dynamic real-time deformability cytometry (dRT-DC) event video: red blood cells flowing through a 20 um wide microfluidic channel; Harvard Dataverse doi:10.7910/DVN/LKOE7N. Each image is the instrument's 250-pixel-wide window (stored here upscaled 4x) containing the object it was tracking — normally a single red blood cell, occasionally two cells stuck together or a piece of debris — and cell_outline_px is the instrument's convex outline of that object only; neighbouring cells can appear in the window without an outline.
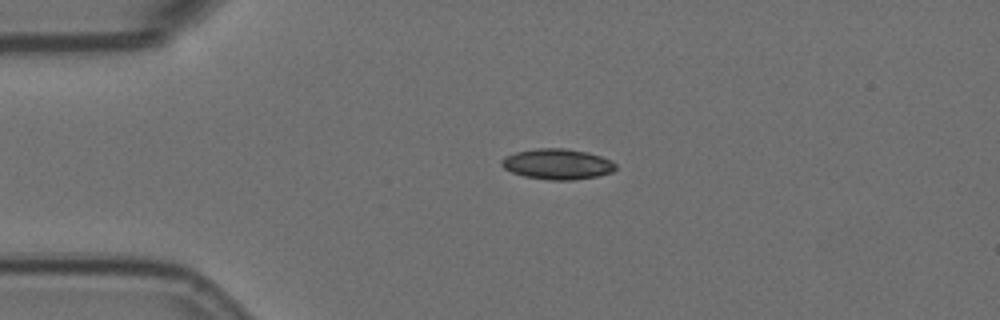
{"species": "Egyptian fruit bat (a non-hibernating species)", "species_latin": "Rousettus aegyptiacus", "temperature_condition": "room temperature", "stored_images_in_passage": 46, "camera_frame_rate_fps": 3000, "um_per_image_px": 0.085, "animal": {"sex": "female"}, "frame": {"image": 1, "passage_image": 1, "time_ms": 0.0, "image_size_px": [1000, 320], "cell_outline_px": [[616, 168], [612, 172], [596, 176], [572, 180], [548, 180], [524, 176], [512, 172], [504, 168], [500, 164], [500, 160], [504, 156], [516, 152], [536, 148], [568, 148], [588, 152], [612, 160], [616, 164]], "centroid_in_image_um": [47.36, 13.94], "position_along_channel_um": 37.6, "area_um2": 20.46}}
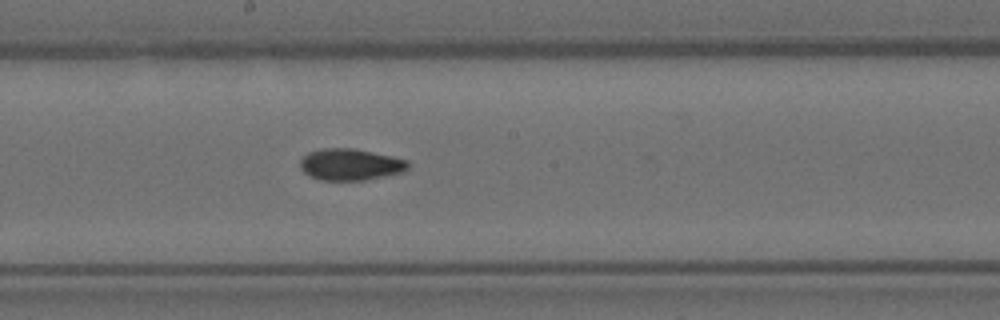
{"frame": {"image": 2, "passage_image": 19, "time_ms": 6.0, "image_size_px": [1000, 320], "cell_outline_px": [[408, 168], [400, 172], [384, 176], [364, 180], [320, 180], [308, 176], [300, 168], [300, 160], [308, 152], [320, 148], [356, 148], [408, 160]], "centroid_in_image_um": [29.73, 13.97], "position_along_channel_um": 218.5, "area_um2": 19.88}}
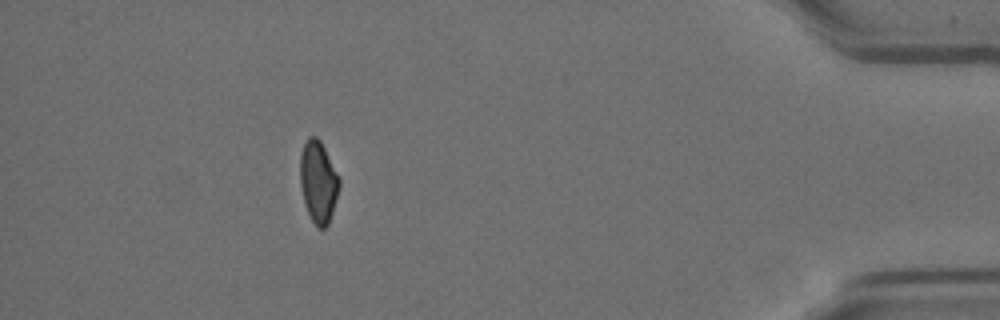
{"frame": {"image": 3, "passage_image": 40, "time_ms": 13.0, "image_size_px": [1000, 320], "cell_outline_px": [[340, 184], [332, 212], [328, 224], [324, 228], [316, 228], [304, 204], [300, 184], [300, 152], [308, 136], [316, 136], [320, 140], [340, 176]], "centroid_in_image_um": [27.05, 15.43], "position_along_channel_um": 408.2, "area_um2": 18.79}, "authors_computed_cell_mechanics": {"area_um2": 19.4208, "velocity_mm_per_s": 3.5106, "shape_relaxation_time_tau1_ms": null, "shape_relaxation_time_tau2_ms": 2.8515, "deformation_change_tau1": null, "deformation_change_tau2": 0.0767}}